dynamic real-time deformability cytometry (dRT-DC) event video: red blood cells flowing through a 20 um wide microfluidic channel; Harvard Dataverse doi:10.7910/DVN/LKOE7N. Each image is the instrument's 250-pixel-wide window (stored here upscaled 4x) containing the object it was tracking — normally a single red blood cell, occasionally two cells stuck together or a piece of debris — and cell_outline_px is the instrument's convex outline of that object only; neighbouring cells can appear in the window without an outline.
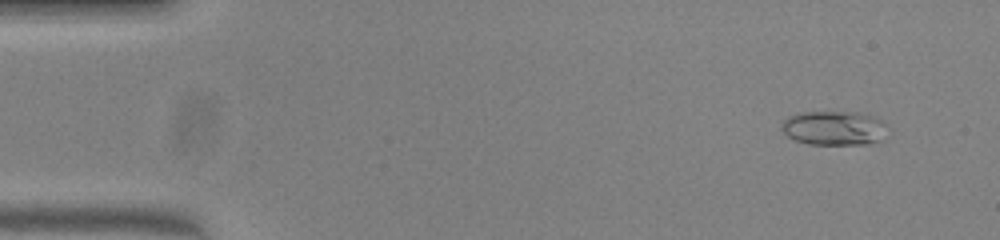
{"species": "common noctule bat (a hibernating species)", "species_latin": "Nyctalus noctula", "temperature_condition": "warm", "stored_images_in_passage": 51, "camera_frame_rate_fps": 3000, "um_per_image_px": 0.085, "animal": {"sex": "female", "body_mass_g": 23.0, "forearm_length_mm": 53.4}, "frame": {"image": 1, "passage_image": 4, "time_ms": 1.0, "image_size_px": [1000, 240], "cell_outline_px": [[884, 140], [864, 144], [808, 144], [796, 140], [788, 136], [780, 128], [780, 124], [788, 116], [800, 112], [860, 112], [872, 116], [880, 120], [884, 124]], "centroid_in_image_um": [70.85, 10.88], "position_along_channel_um": 14.1, "area_um2": 21.1}}
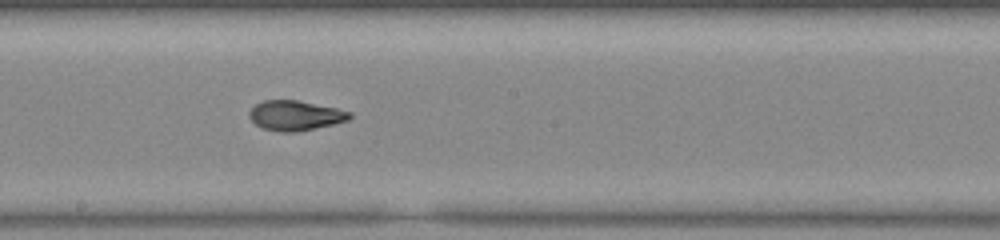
{"frame": {"image": 2, "passage_image": 28, "time_ms": 9.0, "image_size_px": [1000, 240], "cell_outline_px": [[352, 116], [348, 120], [332, 124], [296, 132], [280, 132], [264, 128], [256, 124], [248, 116], [248, 112], [256, 104], [264, 100], [296, 100], [336, 108], [352, 112]], "centroid_in_image_um": [25.09, 9.81], "position_along_channel_um": 223.1, "area_um2": 17.28}}
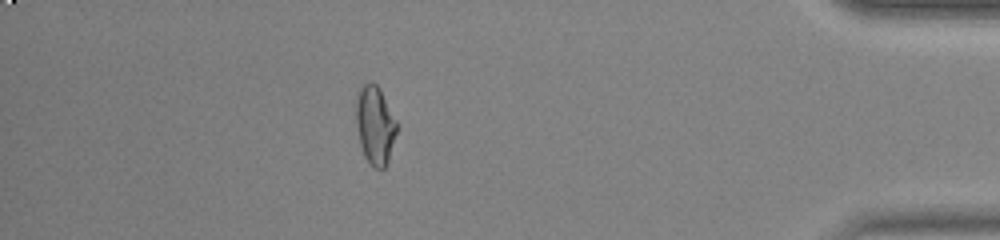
{"frame": {"image": 3, "passage_image": 45, "time_ms": 14.667, "image_size_px": [1000, 240], "cell_outline_px": [[396, 132], [388, 160], [384, 168], [372, 168], [364, 156], [360, 144], [356, 120], [356, 100], [360, 88], [364, 84], [376, 84], [380, 88], [396, 120]], "centroid_in_image_um": [31.87, 10.65], "position_along_channel_um": 403.3, "area_um2": 18.26}, "authors_computed_cell_mechanics": {"area_um2": 18.0336, "velocity_mm_per_s": 4.0099, "shape_relaxation_time_tau1_ms": null, "shape_relaxation_time_tau2_ms": 1.2319, "deformation_change_tau1": null, "deformation_change_tau2": 0.0645}}